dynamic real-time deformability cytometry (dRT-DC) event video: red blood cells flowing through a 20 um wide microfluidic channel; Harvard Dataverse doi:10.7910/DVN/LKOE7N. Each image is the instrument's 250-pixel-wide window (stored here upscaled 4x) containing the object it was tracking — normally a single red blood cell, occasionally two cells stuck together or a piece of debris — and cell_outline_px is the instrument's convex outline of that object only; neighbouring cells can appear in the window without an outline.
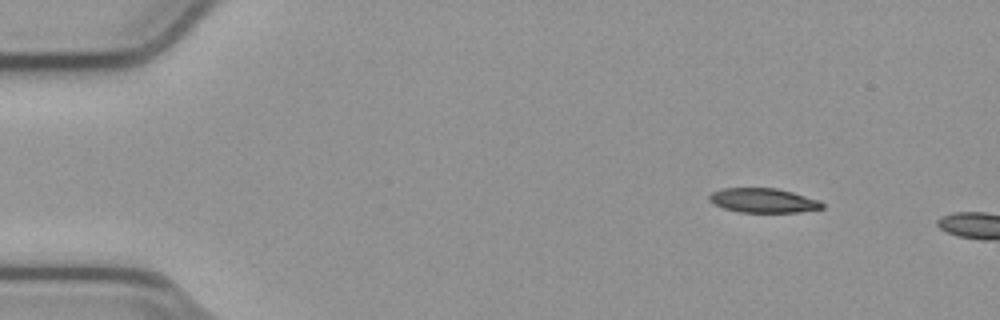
{"species": "common noctule bat (a hibernating species)", "species_latin": "Nyctalus noctula", "temperature_condition": "cold", "stored_images_in_passage": 9, "camera_frame_rate_fps": 3000, "um_per_image_px": 0.085, "animal": {"sex": "male", "body_mass_g": 23.1, "forearm_length_mm": 52.7}, "frame": {"image": 1, "passage_image": 6, "time_ms": 1.667, "image_size_px": [1000, 320], "cell_outline_px": [[824, 208], [800, 212], [740, 212], [724, 208], [712, 204], [708, 200], [708, 196], [712, 192], [724, 188], [776, 188], [792, 192], [820, 200], [824, 204]], "centroid_in_image_um": [64.87, 17.04], "position_along_channel_um": 20.1, "area_um2": 16.13}}